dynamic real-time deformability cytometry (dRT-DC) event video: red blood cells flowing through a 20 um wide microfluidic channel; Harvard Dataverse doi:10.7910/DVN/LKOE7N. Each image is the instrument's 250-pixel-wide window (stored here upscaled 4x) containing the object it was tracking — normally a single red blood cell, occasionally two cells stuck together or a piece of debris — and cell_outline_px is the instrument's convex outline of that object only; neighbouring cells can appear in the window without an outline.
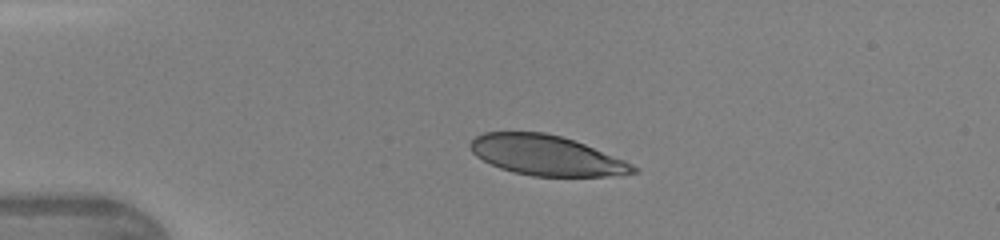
{"species": "human", "species_latin": "Homo sapiens", "temperature_condition": "warm", "stored_images_in_passage": 32, "camera_frame_rate_fps": 3000, "um_per_image_px": 0.085, "donor": {"sex": "female"}, "frame": {"image": 1, "passage_image": 1, "time_ms": 0.0, "image_size_px": [1000, 240], "cell_outline_px": [[640, 172], [620, 176], [532, 176], [512, 172], [500, 168], [476, 156], [472, 152], [468, 144], [476, 136], [484, 132], [544, 132], [560, 136], [584, 144], [624, 160], [640, 168]], "centroid_in_image_um": [46.47, 13.22], "position_along_channel_um": 38.5, "area_um2": 38.03}}
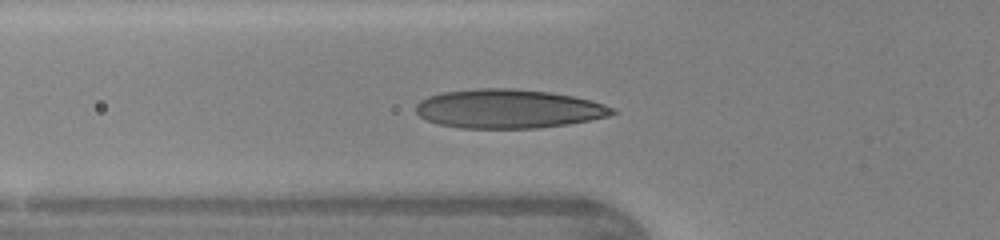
{"frame": {"image": 2, "passage_image": 7, "time_ms": 2.0, "image_size_px": [1000, 240], "cell_outline_px": [[616, 112], [608, 116], [568, 124], [536, 128], [460, 128], [436, 124], [420, 116], [416, 112], [416, 104], [420, 100], [428, 96], [444, 92], [476, 88], [512, 88], [552, 92], [592, 100], [616, 108]], "centroid_in_image_um": [43.21, 9.24], "position_along_channel_um": 82.6, "area_um2": 44.74}}
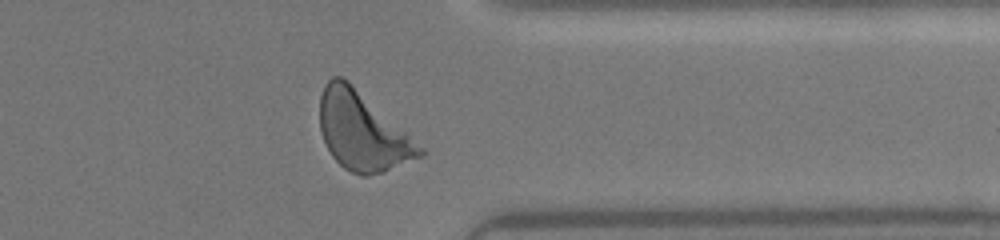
{"frame": {"image": 3, "passage_image": 28, "time_ms": 9.0, "image_size_px": [1000, 240], "cell_outline_px": [[428, 152], [424, 156], [384, 172], [368, 176], [360, 176], [344, 168], [332, 156], [324, 140], [320, 128], [320, 96], [324, 84], [332, 76], [340, 76], [348, 80], [408, 132]], "centroid_in_image_um": [30.84, 11.17], "position_along_channel_um": 380.6, "area_um2": 45.89}, "authors_computed_cell_mechanics": {"area_um2": 42.4541, "velocity_mm_per_s": 4.2926, "shape_relaxation_time_tau1_ms": 2.2934, "shape_relaxation_time_tau2_ms": null, "deformation_change_tau1": 0.1496, "deformation_change_tau2": null}}